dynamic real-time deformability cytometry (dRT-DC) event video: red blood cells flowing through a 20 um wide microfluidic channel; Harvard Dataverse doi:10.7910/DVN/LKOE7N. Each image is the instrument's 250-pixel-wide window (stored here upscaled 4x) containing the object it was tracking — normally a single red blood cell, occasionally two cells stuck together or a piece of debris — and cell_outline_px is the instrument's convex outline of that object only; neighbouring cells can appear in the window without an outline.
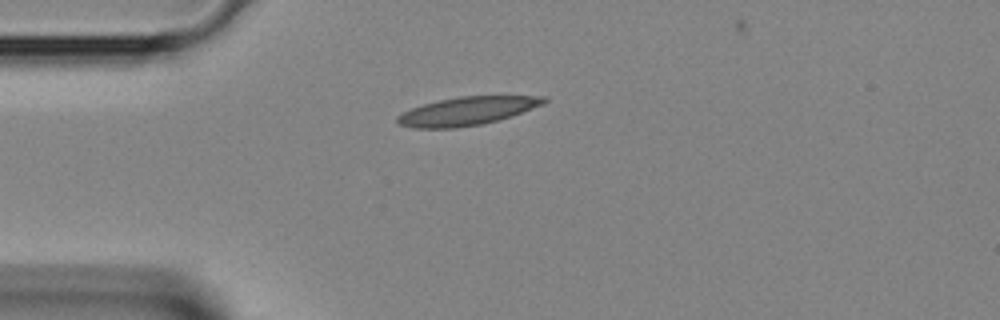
{"species": "Egyptian fruit bat (a non-hibernating species)", "species_latin": "Rousettus aegyptiacus", "temperature_condition": "room temperature", "stored_images_in_passage": 1, "camera_frame_rate_fps": 3000, "um_per_image_px": 0.085, "animal": {"sex": "female"}, "frame": {"image": 1, "passage_image": 1, "time_ms": 0.0, "image_size_px": [1000, 320], "cell_outline_px": [[548, 100], [544, 104], [496, 120], [480, 124], [456, 128], [412, 128], [396, 124], [396, 116], [412, 108], [424, 104], [440, 100], [460, 96], [548, 96]], "centroid_in_image_um": [39.66, 9.44], "position_along_channel_um": 45.3, "area_um2": 23.87}}